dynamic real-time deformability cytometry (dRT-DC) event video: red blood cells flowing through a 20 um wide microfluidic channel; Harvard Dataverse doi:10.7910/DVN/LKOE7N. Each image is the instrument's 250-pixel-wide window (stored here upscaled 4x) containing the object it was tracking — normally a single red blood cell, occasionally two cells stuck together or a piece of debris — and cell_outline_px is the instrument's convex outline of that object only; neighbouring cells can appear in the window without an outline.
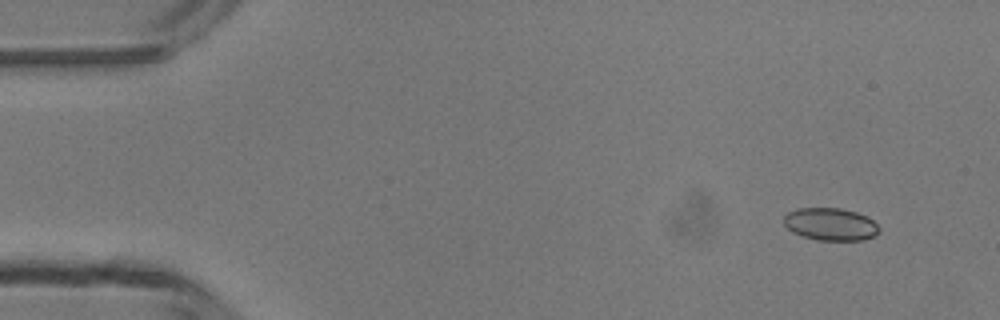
{"species": "common noctule bat (a hibernating species)", "species_latin": "Nyctalus noctula", "temperature_condition": "room temperature", "stored_images_in_passage": 48, "camera_frame_rate_fps": 3000, "um_per_image_px": 0.085, "animal": {"sex": "male", "body_mass_g": 13.3}, "frame": {"image": 1, "passage_image": 3, "time_ms": 0.667, "image_size_px": [1000, 320], "cell_outline_px": [[880, 232], [876, 236], [864, 240], [816, 240], [792, 232], [784, 224], [784, 216], [788, 212], [796, 208], [840, 208], [856, 212], [868, 216], [880, 228]], "centroid_in_image_um": [70.62, 19.06], "position_along_channel_um": 14.4, "area_um2": 18.21}}
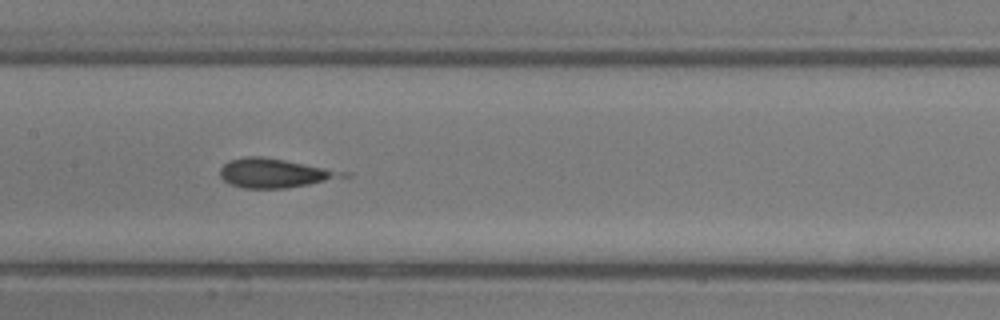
{"frame": {"image": 2, "passage_image": 23, "time_ms": 7.333, "image_size_px": [1000, 320], "cell_outline_px": [[332, 176], [324, 180], [308, 184], [288, 188], [244, 188], [228, 184], [220, 176], [220, 168], [228, 160], [248, 156], [260, 156], [284, 160], [324, 168], [332, 172]], "centroid_in_image_um": [22.98, 14.71], "position_along_channel_um": 184.4, "area_um2": 19.42}}
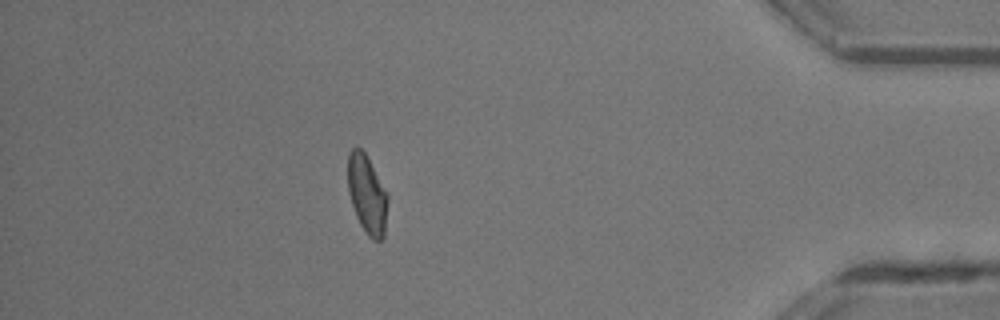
{"frame": {"image": 3, "passage_image": 42, "time_ms": 13.667, "image_size_px": [1000, 320], "cell_outline_px": [[388, 200], [384, 236], [380, 240], [372, 240], [368, 236], [360, 224], [356, 216], [348, 192], [348, 152], [356, 144], [364, 152], [388, 192]], "centroid_in_image_um": [31.2, 16.5], "position_along_channel_um": 404.0, "area_um2": 18.44}, "authors_computed_cell_mechanics": {"area_um2": 18.6983, "velocity_mm_per_s": 4.2428, "shape_relaxation_time_tau1_ms": 4.4862, "shape_relaxation_time_tau2_ms": 0.5743, "deformation_change_tau1": 0.1465, "deformation_change_tau2": 0.0673}}